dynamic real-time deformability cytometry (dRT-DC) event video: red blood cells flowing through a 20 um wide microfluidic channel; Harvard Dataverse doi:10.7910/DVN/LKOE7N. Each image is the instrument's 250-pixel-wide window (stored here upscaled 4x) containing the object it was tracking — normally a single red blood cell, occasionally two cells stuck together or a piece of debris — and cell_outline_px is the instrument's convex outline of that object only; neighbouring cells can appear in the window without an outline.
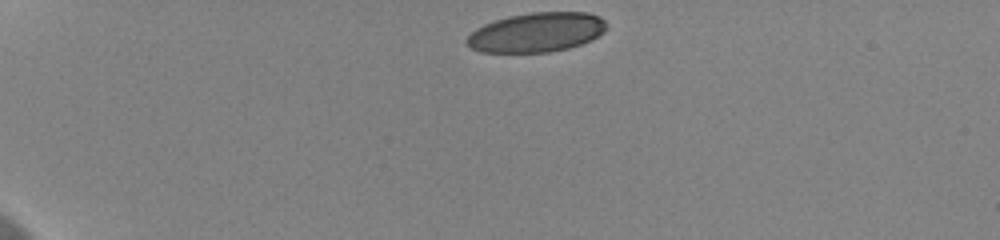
{"species": "human", "species_latin": "Homo sapiens", "temperature_condition": "cold", "stored_images_in_passage": 6, "camera_frame_rate_fps": 3000, "um_per_image_px": 0.085, "donor": {"sex": "female"}, "frame": {"image": 1, "passage_image": 1, "time_ms": 0.0, "image_size_px": [1000, 240], "cell_outline_px": [[608, 28], [604, 32], [592, 40], [568, 48], [548, 52], [480, 52], [472, 48], [464, 40], [476, 28], [484, 24], [508, 16], [532, 12], [588, 12], [600, 16], [608, 24]], "centroid_in_image_um": [45.64, 2.74], "position_along_channel_um": 39.4, "area_um2": 32.25}}